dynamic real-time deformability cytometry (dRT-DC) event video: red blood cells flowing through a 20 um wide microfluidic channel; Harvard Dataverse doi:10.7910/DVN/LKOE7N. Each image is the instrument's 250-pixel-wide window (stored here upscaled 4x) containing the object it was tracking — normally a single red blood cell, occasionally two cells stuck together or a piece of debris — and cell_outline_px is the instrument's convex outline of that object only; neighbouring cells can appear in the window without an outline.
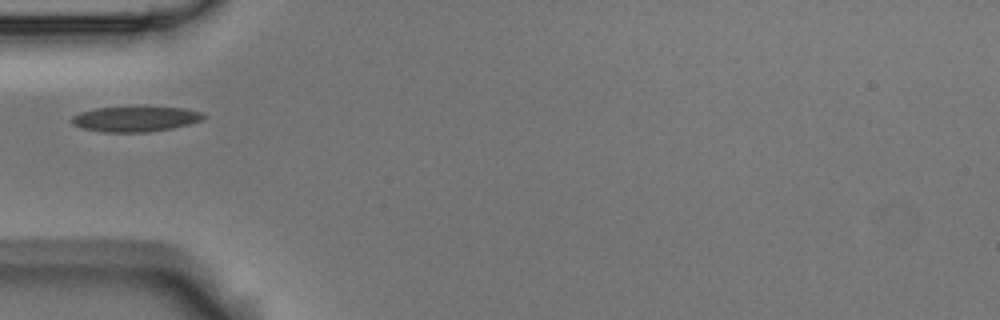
{"species": "Egyptian fruit bat (a non-hibernating species)", "species_latin": "Rousettus aegyptiacus", "temperature_condition": "room temperature", "stored_images_in_passage": 1, "camera_frame_rate_fps": 3000, "um_per_image_px": 0.085, "animal": {"sex": "male"}, "frame": {"image": 1, "passage_image": 1, "time_ms": 0.0, "image_size_px": [1000, 320], "cell_outline_px": [[204, 116], [200, 120], [188, 124], [172, 128], [148, 132], [100, 132], [80, 128], [72, 124], [72, 116], [80, 112], [96, 108], [136, 104], [184, 108], [204, 112]], "centroid_in_image_um": [11.48, 10.06], "position_along_channel_um": 73.5, "area_um2": 20.35}}